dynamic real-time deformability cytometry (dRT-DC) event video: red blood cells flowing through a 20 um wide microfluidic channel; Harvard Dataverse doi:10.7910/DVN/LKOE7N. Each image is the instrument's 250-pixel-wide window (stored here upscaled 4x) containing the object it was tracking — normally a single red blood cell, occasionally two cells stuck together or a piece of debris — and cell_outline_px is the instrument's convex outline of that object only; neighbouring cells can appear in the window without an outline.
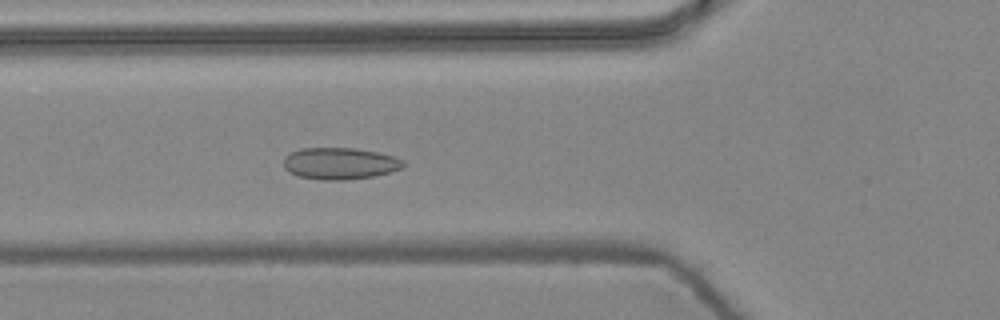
{"species": "common noctule bat (a hibernating species)", "species_latin": "Nyctalus noctula", "temperature_condition": "warm", "stored_images_in_passage": 5, "camera_frame_rate_fps": 3000, "um_per_image_px": 0.085, "animal": {"sex": "female", "body_mass_g": 24.6, "forearm_length_mm": 56.2}, "frame": {"image": 1, "passage_image": 5, "time_ms": 1.333, "image_size_px": [1000, 320], "cell_outline_px": [[404, 164], [400, 168], [392, 172], [372, 176], [344, 180], [320, 180], [300, 176], [288, 172], [284, 168], [284, 156], [300, 148], [356, 148], [376, 152], [392, 156], [404, 160]], "centroid_in_image_um": [28.86, 13.89], "position_along_channel_um": 96.9, "area_um2": 22.08}}